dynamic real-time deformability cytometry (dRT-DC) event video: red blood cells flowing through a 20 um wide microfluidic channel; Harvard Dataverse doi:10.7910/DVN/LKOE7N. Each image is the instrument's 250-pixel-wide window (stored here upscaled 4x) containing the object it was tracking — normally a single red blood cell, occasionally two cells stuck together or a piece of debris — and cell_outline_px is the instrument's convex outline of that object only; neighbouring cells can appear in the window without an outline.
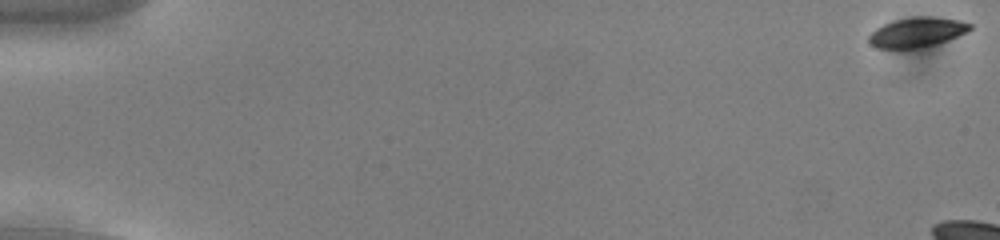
{"species": "common noctule bat (a hibernating species)", "species_latin": "Nyctalus noctula", "temperature_condition": "cold", "stored_images_in_passage": 14, "camera_frame_rate_fps": 3000, "um_per_image_px": 0.085, "animal": {"sex": "male", "body_mass_g": 13.0, "forearm_length_mm": 53.1}, "frame": {"image": 1, "passage_image": 1, "time_ms": 0.0, "image_size_px": [1000, 240], "cell_outline_px": [[972, 28], [968, 32], [948, 40], [936, 44], [920, 48], [876, 48], [868, 44], [868, 36], [876, 28], [884, 24], [896, 20], [912, 16], [932, 16], [956, 20], [972, 24]], "centroid_in_image_um": [77.93, 2.75], "position_along_channel_um": 7.1, "area_um2": 17.63}}